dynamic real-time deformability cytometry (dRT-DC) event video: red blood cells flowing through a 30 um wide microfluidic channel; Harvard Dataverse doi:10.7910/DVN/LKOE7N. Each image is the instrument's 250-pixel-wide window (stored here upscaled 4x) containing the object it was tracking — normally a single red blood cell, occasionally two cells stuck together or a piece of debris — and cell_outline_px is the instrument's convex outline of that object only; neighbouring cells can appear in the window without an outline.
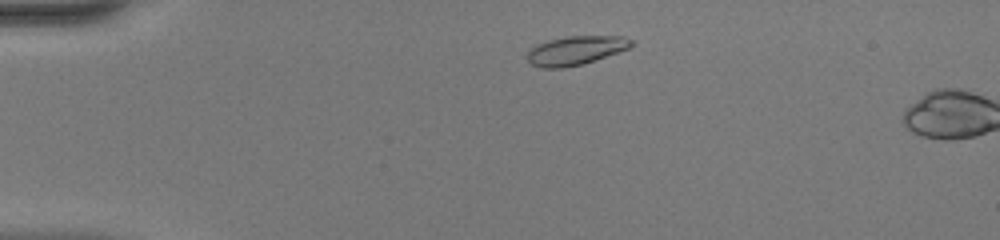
{"species": "common noctule bat (a hibernating species)", "species_latin": "Nyctalus noctula", "temperature_condition": "warm", "stored_images_in_passage": 5, "camera_frame_rate_fps": 3000, "um_per_image_px": 0.085, "animal": {"sex": "female", "body_mass_g": 20.0, "forearm_length_mm": 54.0}, "frame": {"image": 1, "passage_image": 4, "time_ms": 1.0, "image_size_px": [1000, 240], "cell_outline_px": [[636, 44], [628, 48], [584, 64], [564, 68], [540, 68], [532, 64], [524, 56], [536, 44], [548, 40], [568, 36], [624, 36], [632, 40]], "centroid_in_image_um": [48.92, 4.29], "position_along_channel_um": 36.1, "area_um2": 17.63}}